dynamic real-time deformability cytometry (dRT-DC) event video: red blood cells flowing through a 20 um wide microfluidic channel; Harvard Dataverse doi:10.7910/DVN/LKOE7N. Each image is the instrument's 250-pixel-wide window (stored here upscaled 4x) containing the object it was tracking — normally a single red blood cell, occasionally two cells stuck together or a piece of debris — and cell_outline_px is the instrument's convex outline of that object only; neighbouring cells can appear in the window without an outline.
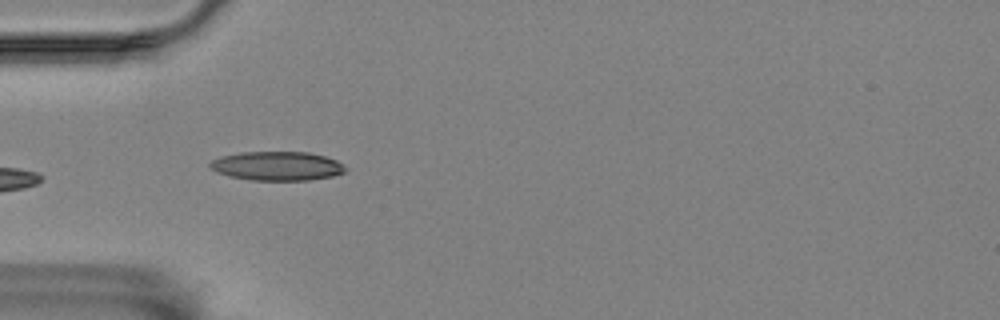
{"species": "Egyptian fruit bat (a non-hibernating species)", "species_latin": "Rousettus aegyptiacus", "temperature_condition": "room temperature", "stored_images_in_passage": 4, "camera_frame_rate_fps": 3000, "um_per_image_px": 0.085, "animal": {"sex": "female"}, "frame": {"image": 1, "passage_image": 3, "time_ms": 2.333, "image_size_px": [1000, 320], "cell_outline_px": [[348, 168], [344, 172], [332, 176], [308, 180], [252, 180], [228, 176], [216, 172], [208, 164], [212, 160], [220, 156], [240, 152], [308, 152], [324, 156], [336, 160]], "centroid_in_image_um": [23.54, 14.1], "position_along_channel_um": 61.5, "area_um2": 22.89}}
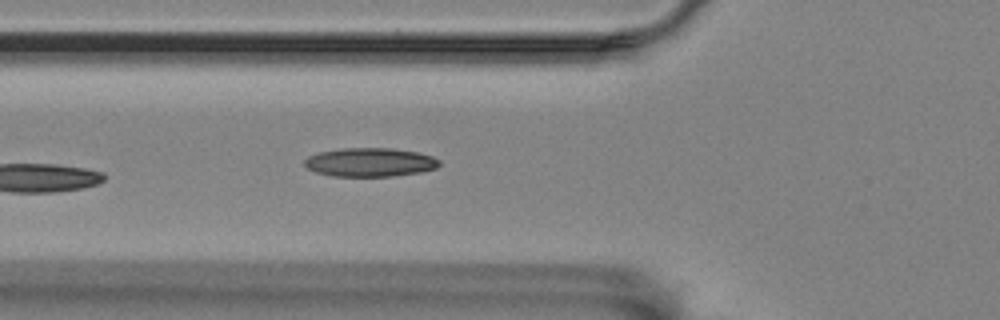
{"frame": {"image": 2, "passage_image": 4, "time_ms": 3.333, "image_size_px": [1000, 320], "cell_outline_px": [[440, 164], [436, 168], [420, 172], [392, 176], [332, 176], [316, 172], [308, 168], [304, 164], [304, 160], [308, 156], [320, 152], [344, 148], [392, 148], [416, 152], [432, 156], [440, 160]], "centroid_in_image_um": [31.45, 13.79], "position_along_channel_um": 94.3, "area_um2": 22.48}}